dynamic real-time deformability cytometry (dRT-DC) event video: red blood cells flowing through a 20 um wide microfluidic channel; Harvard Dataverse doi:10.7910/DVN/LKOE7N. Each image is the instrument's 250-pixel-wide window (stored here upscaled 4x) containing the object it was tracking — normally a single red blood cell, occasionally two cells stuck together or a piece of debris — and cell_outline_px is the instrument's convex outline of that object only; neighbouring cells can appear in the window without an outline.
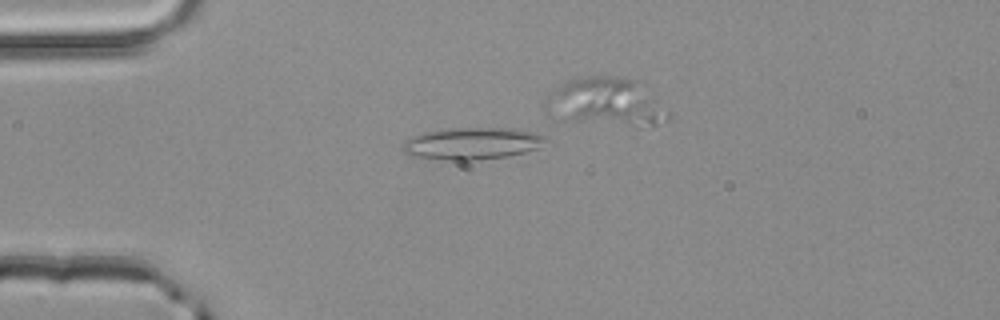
{"species": "common noctule bat (a hibernating species)", "species_latin": "Nyctalus noctula", "temperature_condition": "room temperature", "stored_images_in_passage": 22, "camera_frame_rate_fps": 3000, "um_per_image_px": 0.085, "animal": {"sex": "male", "body_mass_g": 20.4}, "frame": {"image": 1, "passage_image": 13, "time_ms": 4.0, "image_size_px": [1000, 320], "cell_outline_px": [[548, 136], [536, 148], [524, 152], [508, 156], [472, 160], [452, 160], [408, 156], [404, 152], [404, 140], [424, 132], [452, 128], [516, 128], [536, 132]], "centroid_in_image_um": [40.13, 12.18], "position_along_channel_um": 44.9, "area_um2": 26.47}}
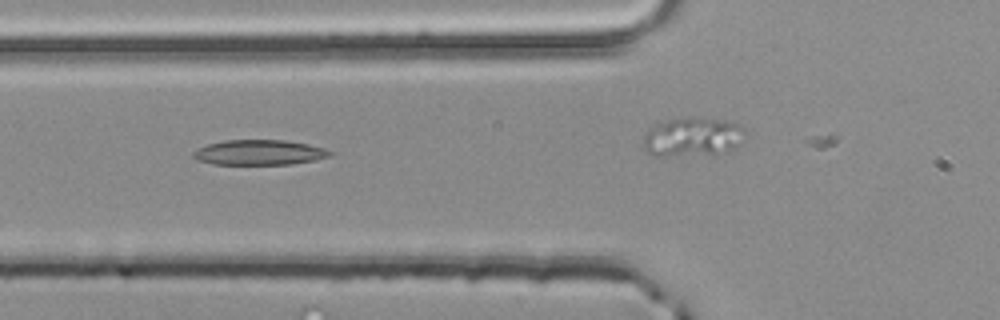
{"frame": {"image": 2, "passage_image": 19, "time_ms": 6.0, "image_size_px": [1000, 320], "cell_outline_px": [[332, 152], [328, 156], [316, 160], [292, 164], [212, 164], [196, 160], [192, 156], [192, 152], [196, 148], [208, 144], [224, 140], [284, 140], [308, 144], [324, 148]], "centroid_in_image_um": [21.98, 12.96], "position_along_channel_um": 103.8, "area_um2": 20.06}}